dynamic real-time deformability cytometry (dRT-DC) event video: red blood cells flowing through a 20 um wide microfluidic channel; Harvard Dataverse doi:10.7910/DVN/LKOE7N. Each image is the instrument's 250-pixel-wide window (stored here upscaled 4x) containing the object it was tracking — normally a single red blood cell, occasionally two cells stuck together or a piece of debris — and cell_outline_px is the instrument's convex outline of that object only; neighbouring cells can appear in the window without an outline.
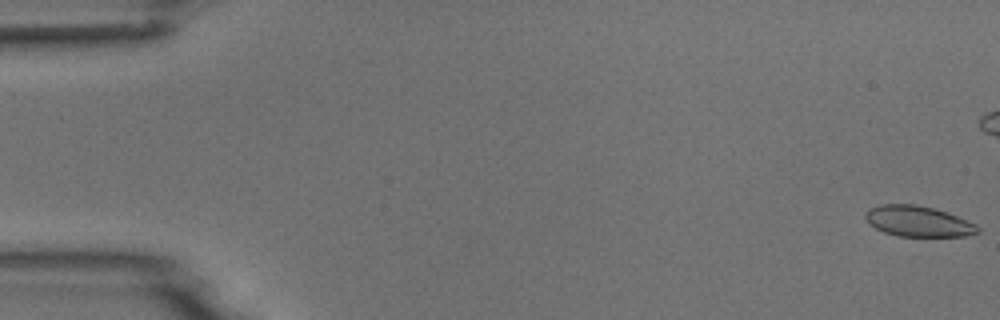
{"species": "common noctule bat (a hibernating species)", "species_latin": "Nyctalus noctula", "temperature_condition": "room temperature", "stored_images_in_passage": 7, "camera_frame_rate_fps": 3000, "um_per_image_px": 0.085, "animal": {"sex": "male", "body_mass_g": 18.8}, "frame": {"image": 1, "passage_image": 1, "time_ms": 0.0, "image_size_px": [1000, 320], "cell_outline_px": [[980, 232], [964, 236], [896, 236], [884, 232], [868, 224], [864, 216], [868, 208], [880, 204], [916, 204], [932, 208], [956, 216], [976, 224], [980, 228]], "centroid_in_image_um": [77.99, 18.81], "position_along_channel_um": 7.0, "area_um2": 20.06}}